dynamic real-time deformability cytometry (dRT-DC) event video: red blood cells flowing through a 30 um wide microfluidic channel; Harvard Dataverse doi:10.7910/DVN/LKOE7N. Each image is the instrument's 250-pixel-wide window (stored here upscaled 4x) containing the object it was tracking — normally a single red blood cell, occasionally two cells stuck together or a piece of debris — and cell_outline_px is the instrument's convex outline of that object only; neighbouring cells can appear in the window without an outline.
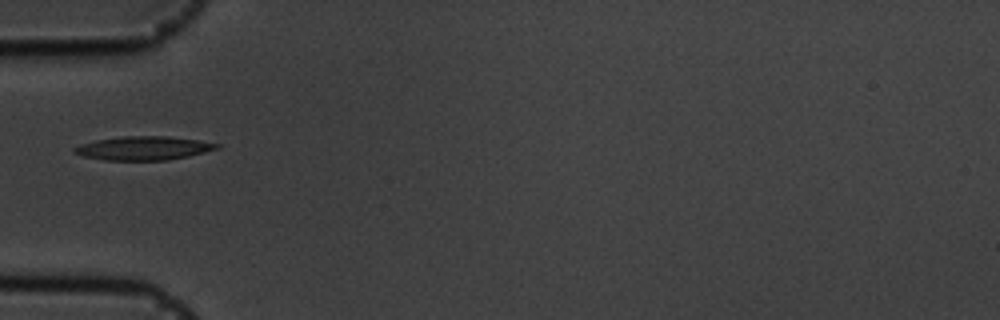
{"species": "common noctule bat (a hibernating species)", "species_latin": "Nyctalus noctula", "temperature_condition": "cold", "stored_images_in_passage": 38, "camera_frame_rate_fps": 3000, "um_per_image_px": 0.085, "animal": {"sex": "male", "body_mass_g": 19.5, "forearm_length_mm": 54.6}, "frame": {"image": 1, "passage_image": 1, "time_ms": 0.0, "image_size_px": [1000, 320], "cell_outline_px": [[220, 148], [188, 156], [168, 160], [104, 160], [84, 156], [72, 152], [72, 148], [80, 144], [96, 140], [124, 136], [168, 136], [196, 140], [220, 144]], "centroid_in_image_um": [12.17, 12.59], "position_along_channel_um": 72.8, "area_um2": 19.59}}
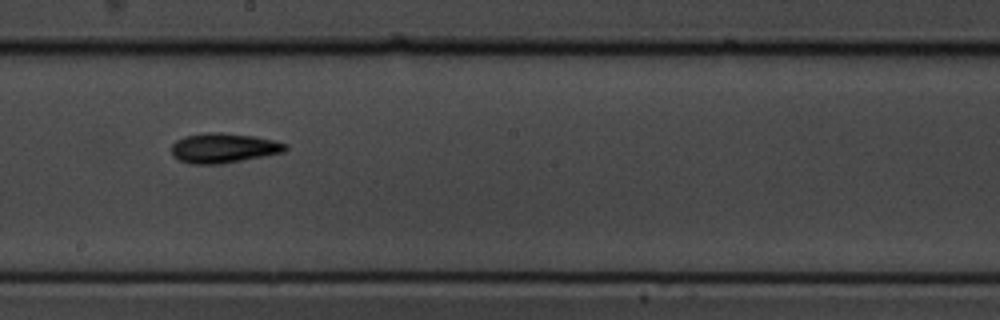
{"frame": {"image": 2, "passage_image": 14, "time_ms": 4.333, "image_size_px": [1000, 320], "cell_outline_px": [[288, 148], [284, 152], [264, 156], [220, 164], [192, 164], [180, 160], [172, 156], [172, 144], [176, 140], [184, 136], [204, 132], [220, 132], [256, 136], [288, 144]], "centroid_in_image_um": [19.0, 12.57], "position_along_channel_um": 229.2, "area_um2": 19.88}}
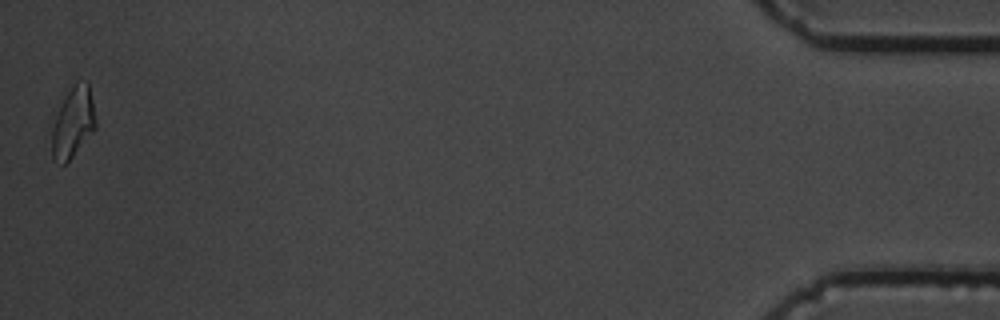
{"frame": {"image": 3, "passage_image": 38, "time_ms": 12.333, "image_size_px": [1000, 320], "cell_outline_px": [[96, 128], [72, 156], [64, 164], [52, 156], [52, 128], [56, 116], [72, 84], [76, 80], [88, 80], [92, 100], [96, 124]], "centroid_in_image_um": [6.23, 10.35], "position_along_channel_um": 429.0, "area_um2": 17.51}}